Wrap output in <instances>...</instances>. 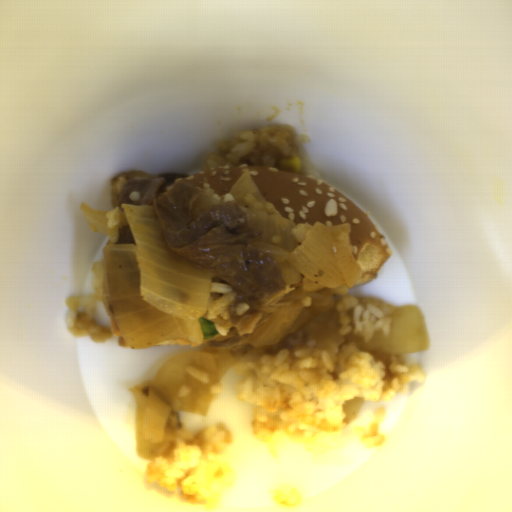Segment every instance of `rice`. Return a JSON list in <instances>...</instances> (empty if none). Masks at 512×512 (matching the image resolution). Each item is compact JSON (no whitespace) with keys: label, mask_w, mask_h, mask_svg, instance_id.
<instances>
[{"label":"rice","mask_w":512,"mask_h":512,"mask_svg":"<svg viewBox=\"0 0 512 512\" xmlns=\"http://www.w3.org/2000/svg\"><path fill=\"white\" fill-rule=\"evenodd\" d=\"M274 501L280 506L296 507L301 503L300 493L290 484L277 485L274 489Z\"/></svg>","instance_id":"8"},{"label":"rice","mask_w":512,"mask_h":512,"mask_svg":"<svg viewBox=\"0 0 512 512\" xmlns=\"http://www.w3.org/2000/svg\"><path fill=\"white\" fill-rule=\"evenodd\" d=\"M186 371L195 379L200 381L203 384H209L210 376L208 372L202 370L201 368L197 366H187Z\"/></svg>","instance_id":"11"},{"label":"rice","mask_w":512,"mask_h":512,"mask_svg":"<svg viewBox=\"0 0 512 512\" xmlns=\"http://www.w3.org/2000/svg\"><path fill=\"white\" fill-rule=\"evenodd\" d=\"M191 389L189 386H181L180 389L178 390L177 394L178 396H181V397H185L186 395H188L190 393Z\"/></svg>","instance_id":"16"},{"label":"rice","mask_w":512,"mask_h":512,"mask_svg":"<svg viewBox=\"0 0 512 512\" xmlns=\"http://www.w3.org/2000/svg\"><path fill=\"white\" fill-rule=\"evenodd\" d=\"M333 351L319 350L318 338L304 345L260 355L238 376L234 393L239 402L254 405L250 420L255 438L279 457L296 443L314 455L344 449L343 405L353 398L389 401L408 393V383H420L425 371L408 358L363 351L348 339Z\"/></svg>","instance_id":"1"},{"label":"rice","mask_w":512,"mask_h":512,"mask_svg":"<svg viewBox=\"0 0 512 512\" xmlns=\"http://www.w3.org/2000/svg\"><path fill=\"white\" fill-rule=\"evenodd\" d=\"M337 210H338L337 201L335 199H329L325 204L324 214H326L327 216H331V215L337 213Z\"/></svg>","instance_id":"12"},{"label":"rice","mask_w":512,"mask_h":512,"mask_svg":"<svg viewBox=\"0 0 512 512\" xmlns=\"http://www.w3.org/2000/svg\"><path fill=\"white\" fill-rule=\"evenodd\" d=\"M310 140L297 134L289 125H269L238 133L230 141L220 142L201 165L207 170L216 166H263L278 168L281 161L295 159L301 145Z\"/></svg>","instance_id":"3"},{"label":"rice","mask_w":512,"mask_h":512,"mask_svg":"<svg viewBox=\"0 0 512 512\" xmlns=\"http://www.w3.org/2000/svg\"><path fill=\"white\" fill-rule=\"evenodd\" d=\"M237 296L234 287L216 281L211 282L206 319L213 322L218 334L223 337H227L230 332V308Z\"/></svg>","instance_id":"6"},{"label":"rice","mask_w":512,"mask_h":512,"mask_svg":"<svg viewBox=\"0 0 512 512\" xmlns=\"http://www.w3.org/2000/svg\"><path fill=\"white\" fill-rule=\"evenodd\" d=\"M249 309V304L246 302L237 303L235 306V314L236 316L244 315Z\"/></svg>","instance_id":"13"},{"label":"rice","mask_w":512,"mask_h":512,"mask_svg":"<svg viewBox=\"0 0 512 512\" xmlns=\"http://www.w3.org/2000/svg\"><path fill=\"white\" fill-rule=\"evenodd\" d=\"M104 216L107 219L106 227L108 230L117 231L120 229H126L129 225L126 213L119 206L114 210L106 212Z\"/></svg>","instance_id":"9"},{"label":"rice","mask_w":512,"mask_h":512,"mask_svg":"<svg viewBox=\"0 0 512 512\" xmlns=\"http://www.w3.org/2000/svg\"><path fill=\"white\" fill-rule=\"evenodd\" d=\"M213 195L219 199L218 204L223 203V202L235 201L231 192L225 193L223 195H219L218 193L215 192V193H213Z\"/></svg>","instance_id":"14"},{"label":"rice","mask_w":512,"mask_h":512,"mask_svg":"<svg viewBox=\"0 0 512 512\" xmlns=\"http://www.w3.org/2000/svg\"><path fill=\"white\" fill-rule=\"evenodd\" d=\"M91 276L93 279L92 293L88 295H70L65 301L67 308L66 327L76 337H89L96 343H104L110 339L112 334L94 317L95 304L103 297L106 282L104 260H95L92 263Z\"/></svg>","instance_id":"5"},{"label":"rice","mask_w":512,"mask_h":512,"mask_svg":"<svg viewBox=\"0 0 512 512\" xmlns=\"http://www.w3.org/2000/svg\"><path fill=\"white\" fill-rule=\"evenodd\" d=\"M211 393L212 395H220L223 393V385L221 382H218L214 386H211Z\"/></svg>","instance_id":"15"},{"label":"rice","mask_w":512,"mask_h":512,"mask_svg":"<svg viewBox=\"0 0 512 512\" xmlns=\"http://www.w3.org/2000/svg\"><path fill=\"white\" fill-rule=\"evenodd\" d=\"M312 301H313V298L312 297H306L303 301H302V306L303 307H310L311 304H312Z\"/></svg>","instance_id":"17"},{"label":"rice","mask_w":512,"mask_h":512,"mask_svg":"<svg viewBox=\"0 0 512 512\" xmlns=\"http://www.w3.org/2000/svg\"><path fill=\"white\" fill-rule=\"evenodd\" d=\"M232 438L230 430L219 423L194 435L174 413L166 419L157 458L145 467L146 481L176 492L189 504L212 510L234 482L233 468L222 459Z\"/></svg>","instance_id":"2"},{"label":"rice","mask_w":512,"mask_h":512,"mask_svg":"<svg viewBox=\"0 0 512 512\" xmlns=\"http://www.w3.org/2000/svg\"><path fill=\"white\" fill-rule=\"evenodd\" d=\"M338 314L337 332L342 335H362L365 342L371 341L375 331L381 330L389 337L394 310L390 304L375 298L346 296L335 305Z\"/></svg>","instance_id":"4"},{"label":"rice","mask_w":512,"mask_h":512,"mask_svg":"<svg viewBox=\"0 0 512 512\" xmlns=\"http://www.w3.org/2000/svg\"><path fill=\"white\" fill-rule=\"evenodd\" d=\"M385 407L374 410L372 420L368 427L356 424L353 431L361 434V440L367 448L379 447L384 442V435L379 433V424L385 419Z\"/></svg>","instance_id":"7"},{"label":"rice","mask_w":512,"mask_h":512,"mask_svg":"<svg viewBox=\"0 0 512 512\" xmlns=\"http://www.w3.org/2000/svg\"><path fill=\"white\" fill-rule=\"evenodd\" d=\"M313 228L314 227L308 223L295 224L292 234L296 238L298 244H301L305 240L307 234Z\"/></svg>","instance_id":"10"}]
</instances>
